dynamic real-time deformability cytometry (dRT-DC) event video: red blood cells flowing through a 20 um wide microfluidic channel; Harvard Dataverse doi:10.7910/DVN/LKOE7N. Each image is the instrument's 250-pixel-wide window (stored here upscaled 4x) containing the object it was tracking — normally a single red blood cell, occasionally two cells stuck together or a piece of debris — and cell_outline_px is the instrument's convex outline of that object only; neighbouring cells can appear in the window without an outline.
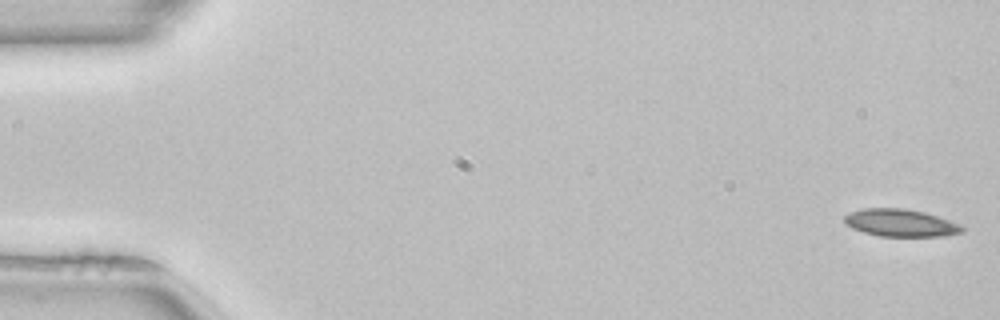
{"species": "common noctule bat (a hibernating species)", "species_latin": "Nyctalus noctula", "temperature_condition": "room temperature", "stored_images_in_passage": 51, "camera_frame_rate_fps": 3000, "um_per_image_px": 0.085, "animal": {"sex": "female", "body_mass_g": 22.7, "forearm_length_mm": 54.2}, "frame": {"image": 1, "passage_image": 1, "time_ms": 0.0, "image_size_px": [1000, 320], "cell_outline_px": [[964, 232], [944, 236], [880, 236], [864, 232], [852, 228], [844, 224], [844, 216], [852, 212], [864, 208], [904, 208], [924, 212], [960, 224], [964, 228]], "centroid_in_image_um": [76.55, 18.95], "position_along_channel_um": 8.5, "area_um2": 18.73}}
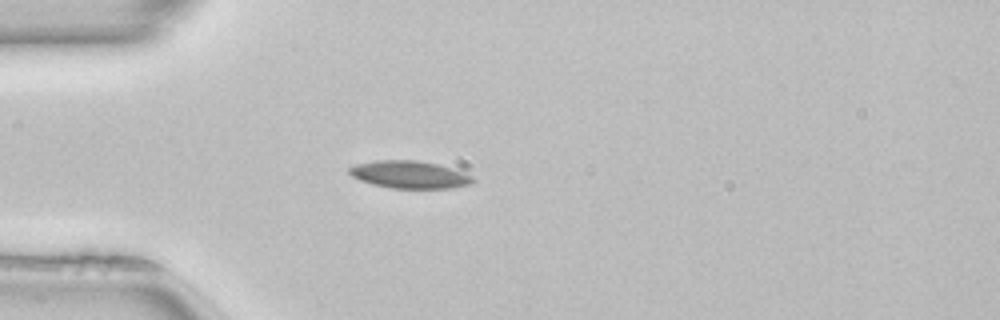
{"frame": {"image": 2, "passage_image": 14, "time_ms": 4.333, "image_size_px": [1000, 320], "cell_outline_px": [[476, 180], [472, 184], [452, 188], [392, 188], [372, 184], [360, 180], [352, 176], [348, 172], [348, 168], [356, 164], [376, 160], [416, 160], [436, 164], [452, 168], [464, 172], [472, 176]], "centroid_in_image_um": [34.83, 14.84], "position_along_channel_um": 50.2, "area_um2": 19.83}}
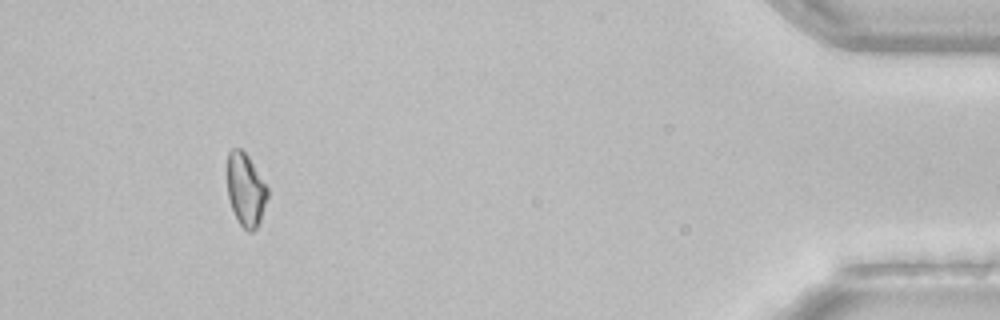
{"frame": {"image": 3, "passage_image": 47, "time_ms": 15.333, "image_size_px": [1000, 320], "cell_outline_px": [[268, 196], [260, 220], [256, 228], [252, 232], [248, 232], [240, 224], [232, 208], [228, 196], [228, 152], [232, 148], [240, 148], [248, 156], [268, 188]], "centroid_in_image_um": [20.89, 16.12], "position_along_channel_um": 414.3, "area_um2": 16.82}, "authors_computed_cell_mechanics": {"area_um2": 18.5538, "velocity_mm_per_s": 4.0405, "shape_relaxation_time_tau1_ms": 4.5345, "shape_relaxation_time_tau2_ms": null, "deformation_change_tau1": 0.1124, "deformation_change_tau2": null}}